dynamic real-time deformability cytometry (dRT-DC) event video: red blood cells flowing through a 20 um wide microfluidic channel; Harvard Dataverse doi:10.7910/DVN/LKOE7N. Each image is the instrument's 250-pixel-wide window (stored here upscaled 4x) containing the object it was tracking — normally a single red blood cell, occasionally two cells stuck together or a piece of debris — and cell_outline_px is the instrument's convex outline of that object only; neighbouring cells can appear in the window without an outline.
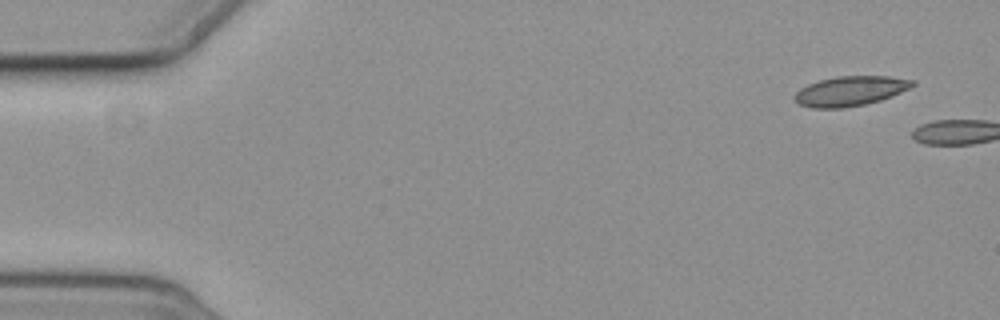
{"species": "common noctule bat (a hibernating species)", "species_latin": "Nyctalus noctula", "temperature_condition": "cold", "stored_images_in_passage": 6, "camera_frame_rate_fps": 3000, "um_per_image_px": 0.085, "animal": {"sex": "female", "body_mass_g": 19.3, "forearm_length_mm": 54.1}, "frame": {"image": 1, "passage_image": 1, "time_ms": 0.0, "image_size_px": [1000, 320], "cell_outline_px": [[916, 84], [900, 92], [880, 100], [864, 104], [844, 108], [812, 108], [800, 104], [792, 96], [800, 88], [808, 84], [820, 80], [836, 76], [888, 76], [916, 80]], "centroid_in_image_um": [72.26, 7.73], "position_along_channel_um": 12.7, "area_um2": 20.35}}
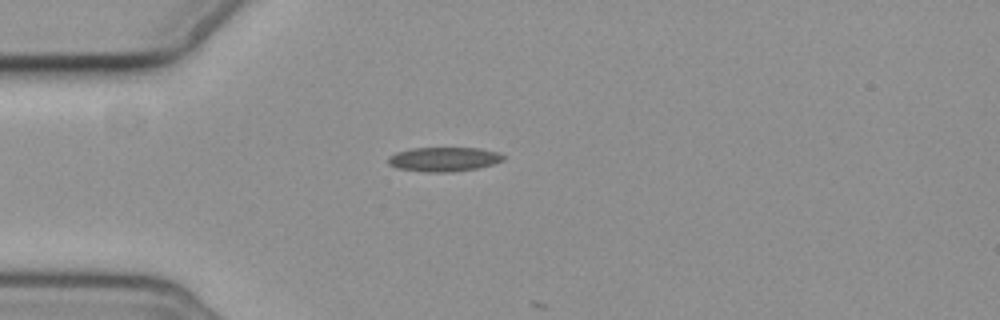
{"frame": {"image": 2, "passage_image": 5, "time_ms": 5.667, "image_size_px": [1000, 320], "cell_outline_px": [[504, 160], [492, 164], [476, 168], [452, 172], [428, 172], [396, 168], [388, 164], [388, 156], [396, 152], [412, 148], [480, 148], [500, 152], [504, 156]], "centroid_in_image_um": [37.72, 13.53], "position_along_channel_um": 47.3, "area_um2": 16.36}}